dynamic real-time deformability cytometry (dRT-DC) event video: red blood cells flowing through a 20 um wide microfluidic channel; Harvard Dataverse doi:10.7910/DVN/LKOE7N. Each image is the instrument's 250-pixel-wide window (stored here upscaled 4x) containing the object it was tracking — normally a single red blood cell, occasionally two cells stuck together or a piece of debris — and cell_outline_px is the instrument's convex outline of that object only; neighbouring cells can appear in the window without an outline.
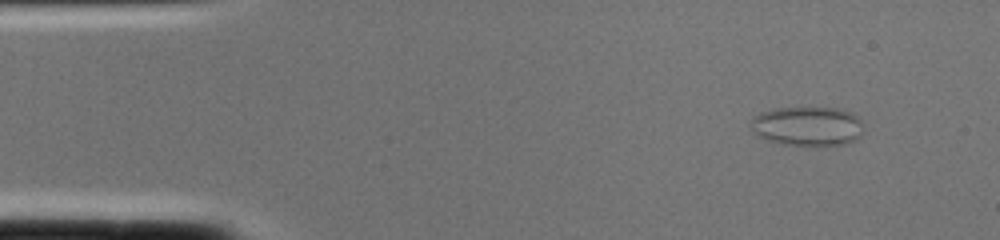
{"species": "common noctule bat (a hibernating species)", "species_latin": "Nyctalus noctula", "temperature_condition": "cold", "stored_images_in_passage": 2, "segment_of_instrument_passage": [2, 2], "camera_frame_rate_fps": 3000, "um_per_image_px": 0.085, "animal": {"sex": "female", "body_mass_g": 22.0, "forearm_length_mm": 56.7}, "frame": {"image": 1, "passage_image": 2, "time_ms": 0.333, "image_size_px": [1000, 240], "cell_outline_px": [[860, 136], [856, 140], [844, 144], [784, 144], [768, 140], [752, 132], [752, 116], [760, 112], [772, 108], [836, 108], [852, 112], [860, 120]], "centroid_in_image_um": [68.6, 10.7], "position_along_channel_um": 16.4, "area_um2": 25.37}}